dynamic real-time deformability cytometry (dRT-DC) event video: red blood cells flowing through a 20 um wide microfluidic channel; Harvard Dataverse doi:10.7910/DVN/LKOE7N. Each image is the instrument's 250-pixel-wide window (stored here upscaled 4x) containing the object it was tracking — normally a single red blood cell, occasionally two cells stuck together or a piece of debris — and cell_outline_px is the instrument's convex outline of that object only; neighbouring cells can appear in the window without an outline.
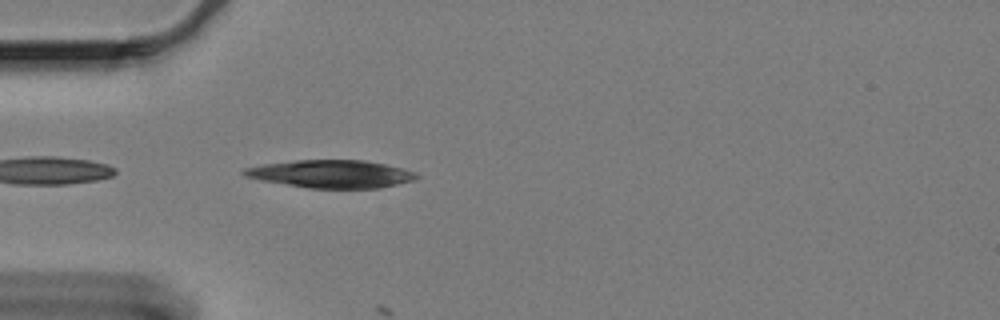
{"species": "Egyptian fruit bat (a non-hibernating species)", "species_latin": "Rousettus aegyptiacus", "temperature_condition": "cold", "stored_images_in_passage": 4, "camera_frame_rate_fps": 3000, "um_per_image_px": 0.085, "animal": {"sex": "female"}, "frame": {"image": 1, "passage_image": 3, "time_ms": 0.667, "image_size_px": [1000, 320], "cell_outline_px": [[420, 176], [416, 180], [380, 188], [308, 188], [260, 180], [244, 176], [240, 172], [244, 168], [264, 164], [296, 160], [364, 160], [384, 164], [416, 172]], "centroid_in_image_um": [28.15, 14.79], "position_along_channel_um": 56.8, "area_um2": 27.98}}